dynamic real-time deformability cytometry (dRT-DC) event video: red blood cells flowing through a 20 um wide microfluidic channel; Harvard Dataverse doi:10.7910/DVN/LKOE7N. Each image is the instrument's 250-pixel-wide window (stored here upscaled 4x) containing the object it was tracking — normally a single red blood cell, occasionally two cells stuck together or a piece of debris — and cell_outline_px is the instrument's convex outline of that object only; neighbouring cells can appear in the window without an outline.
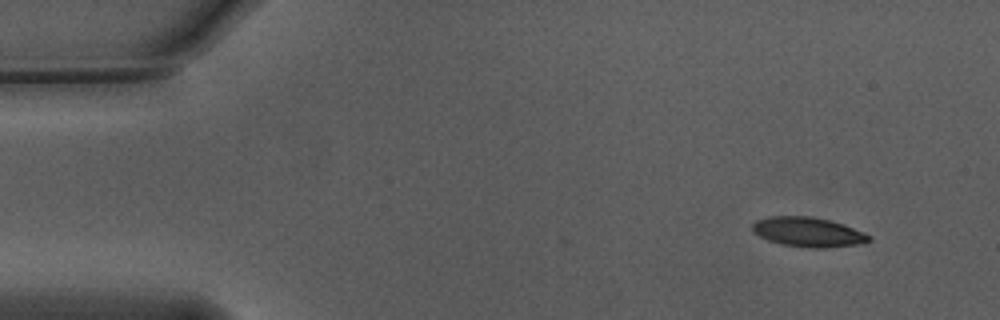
{"species": "Egyptian fruit bat (a non-hibernating species)", "species_latin": "Rousettus aegyptiacus", "temperature_condition": "warm", "stored_images_in_passage": 51, "camera_frame_rate_fps": 3000, "um_per_image_px": 0.085, "animal": {"sex": "male"}, "frame": {"image": 1, "passage_image": 1, "time_ms": 0.0, "image_size_px": [1000, 320], "cell_outline_px": [[872, 240], [860, 244], [824, 248], [808, 248], [780, 244], [768, 240], [760, 236], [752, 228], [752, 224], [756, 220], [772, 216], [812, 216], [844, 224], [864, 232], [872, 236]], "centroid_in_image_um": [68.73, 19.73], "position_along_channel_um": 16.3, "area_um2": 20.17}}
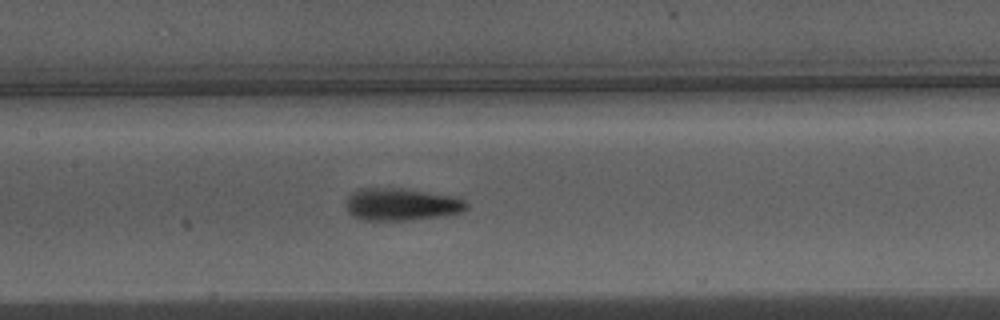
{"frame": {"image": 2, "passage_image": 22, "time_ms": 7.0, "image_size_px": [1000, 320], "cell_outline_px": [[468, 208], [464, 212], [444, 216], [404, 220], [360, 220], [352, 216], [348, 212], [344, 204], [344, 200], [356, 188], [404, 188], [456, 196], [464, 200], [468, 204]], "centroid_in_image_um": [34.1, 17.36], "position_along_channel_um": 173.3, "area_um2": 23.29}}
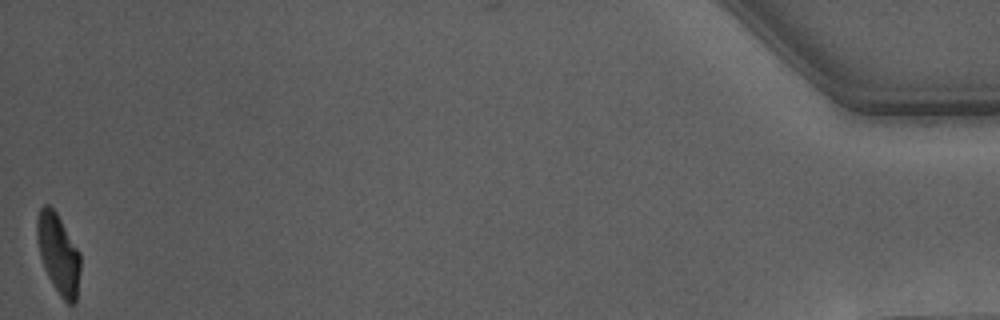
{"frame": {"image": 3, "passage_image": 51, "time_ms": 16.667, "image_size_px": [1000, 320], "cell_outline_px": [[80, 272], [76, 304], [68, 304], [60, 296], [52, 284], [44, 268], [40, 256], [36, 236], [36, 220], [40, 208], [44, 204], [48, 204], [56, 212], [80, 252]], "centroid_in_image_um": [4.96, 21.59], "position_along_channel_um": 430.2, "area_um2": 20.35}, "authors_computed_cell_mechanics": {"area_um2": 21.2704, "velocity_mm_per_s": 3.7348, "shape_relaxation_time_tau1_ms": 4.5119, "shape_relaxation_time_tau2_ms": 1.9462, "deformation_change_tau1": 0.2031, "deformation_change_tau2": 0.089}}